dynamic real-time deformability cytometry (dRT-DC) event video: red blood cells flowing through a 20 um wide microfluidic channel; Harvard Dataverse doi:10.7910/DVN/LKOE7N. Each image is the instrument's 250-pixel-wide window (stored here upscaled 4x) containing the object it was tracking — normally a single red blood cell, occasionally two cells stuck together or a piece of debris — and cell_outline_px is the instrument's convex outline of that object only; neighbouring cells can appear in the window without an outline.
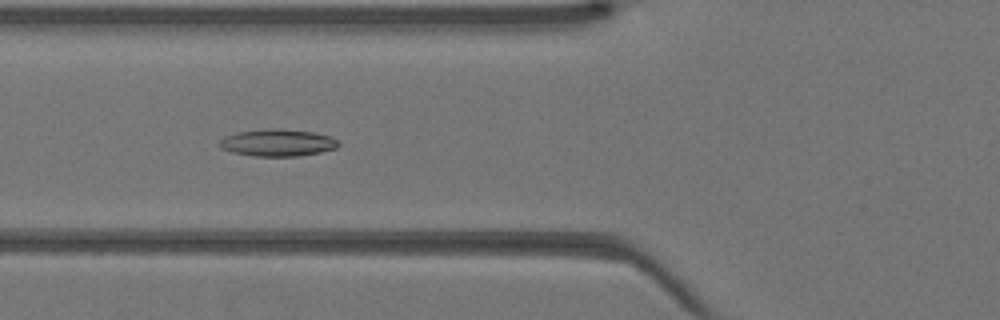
{"species": "Egyptian fruit bat (a non-hibernating species)", "species_latin": "Rousettus aegyptiacus", "temperature_condition": "warm", "stored_images_in_passage": 43, "camera_frame_rate_fps": 3000, "um_per_image_px": 0.085, "animal": {"sex": "female"}, "frame": {"image": 1, "passage_image": 17, "time_ms": 5.333, "image_size_px": [1000, 320], "cell_outline_px": [[340, 144], [336, 148], [320, 152], [296, 156], [252, 156], [232, 152], [220, 148], [220, 140], [224, 136], [236, 132], [272, 128], [312, 132], [332, 136]], "centroid_in_image_um": [23.58, 12.13], "position_along_channel_um": 102.2, "area_um2": 18.67}}
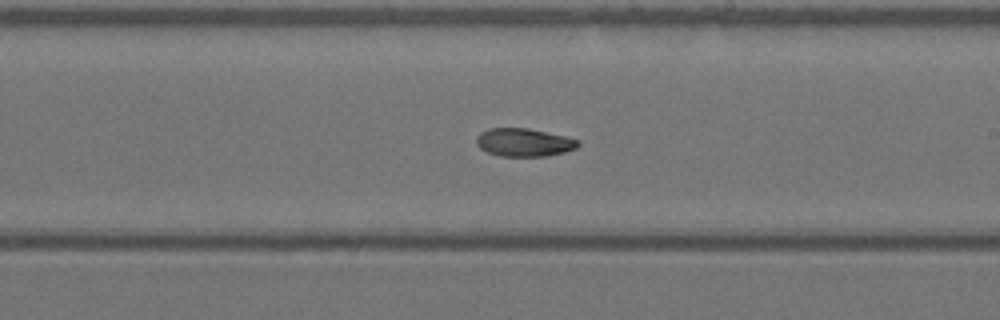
{"frame": {"image": 2, "passage_image": 26, "time_ms": 8.333, "image_size_px": [1000, 320], "cell_outline_px": [[580, 144], [576, 148], [564, 152], [544, 156], [500, 156], [488, 152], [480, 148], [476, 144], [476, 136], [480, 132], [488, 128], [528, 128], [564, 136], [580, 140]], "centroid_in_image_um": [44.51, 12.1], "position_along_channel_um": 244.5, "area_um2": 16.65}}
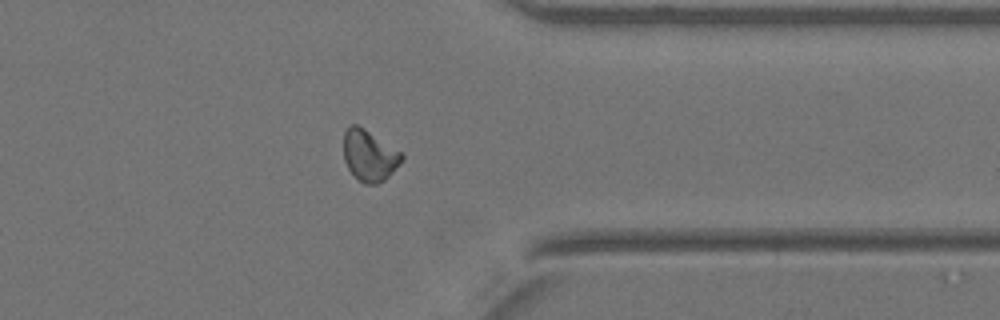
{"frame": {"image": 3, "passage_image": 35, "time_ms": 11.333, "image_size_px": [1000, 320], "cell_outline_px": [[404, 156], [400, 164], [384, 180], [376, 184], [364, 184], [348, 168], [344, 160], [344, 132], [348, 124], [356, 124], [364, 128], [400, 152]], "centroid_in_image_um": [31.37, 13.2], "position_along_channel_um": 380.0, "area_um2": 17.05}}